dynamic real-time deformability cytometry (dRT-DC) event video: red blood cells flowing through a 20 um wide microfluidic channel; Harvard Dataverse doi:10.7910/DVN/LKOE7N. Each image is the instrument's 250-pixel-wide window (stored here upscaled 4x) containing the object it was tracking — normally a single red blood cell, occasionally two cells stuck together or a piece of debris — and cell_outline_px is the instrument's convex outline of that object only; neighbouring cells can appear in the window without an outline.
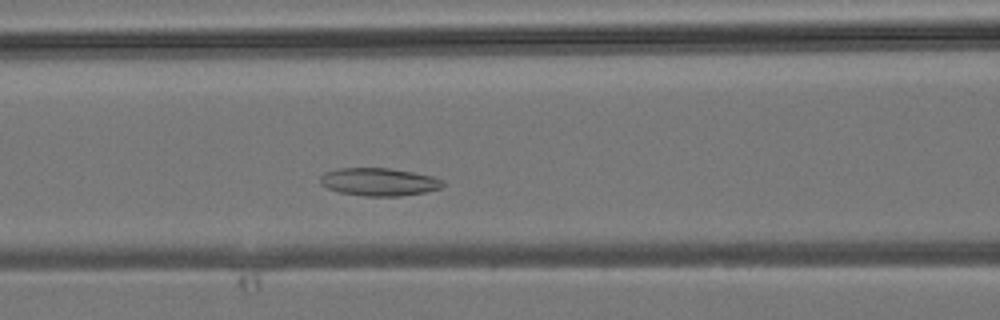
{"species": "common noctule bat (a hibernating species)", "species_latin": "Nyctalus noctula", "temperature_condition": "room temperature", "stored_images_in_passage": 30, "camera_frame_rate_fps": 3000, "um_per_image_px": 0.085, "animal": {"sex": "male", "body_mass_g": 19.2, "forearm_length_mm": 51.8}, "frame": {"image": 1, "passage_image": 11, "time_ms": 3.333, "image_size_px": [1000, 320], "cell_outline_px": [[444, 184], [440, 188], [424, 192], [400, 196], [364, 196], [340, 192], [328, 188], [320, 184], [320, 176], [324, 172], [340, 168], [388, 168], [412, 172], [432, 176], [444, 180]], "centroid_in_image_um": [32.2, 15.46], "position_along_channel_um": 134.4, "area_um2": 19.83}}
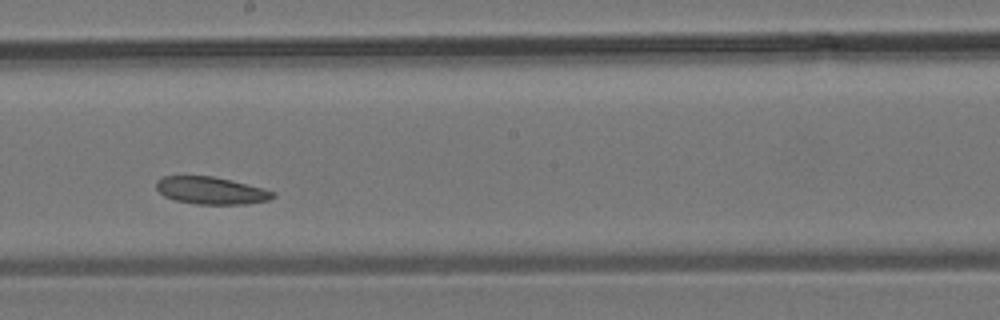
{"frame": {"image": 2, "passage_image": 17, "time_ms": 5.333, "image_size_px": [1000, 320], "cell_outline_px": [[276, 196], [268, 200], [248, 204], [196, 204], [176, 200], [164, 196], [156, 188], [156, 180], [164, 176], [212, 176], [232, 180], [264, 188], [276, 192]], "centroid_in_image_um": [17.97, 16.19], "position_along_channel_um": 230.2, "area_um2": 18.67}}
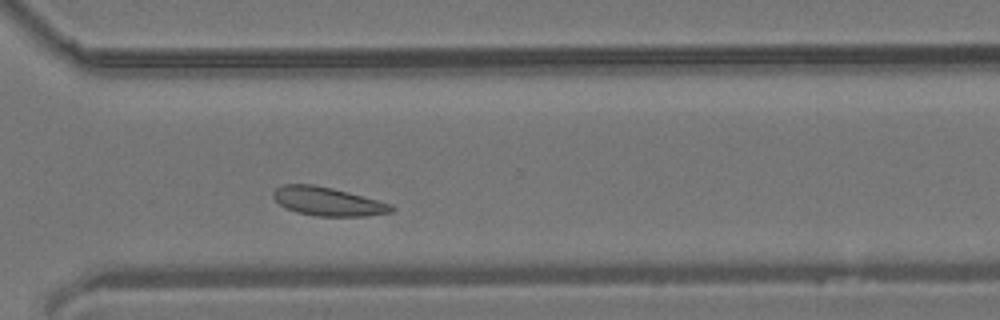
{"frame": {"image": 3, "passage_image": 24, "time_ms": 7.667, "image_size_px": [1000, 320], "cell_outline_px": [[396, 208], [392, 212], [364, 216], [316, 216], [296, 212], [280, 204], [272, 196], [272, 192], [280, 184], [312, 184], [332, 188], [348, 192], [392, 204]], "centroid_in_image_um": [27.85, 17.12], "position_along_channel_um": 342.7, "area_um2": 19.65}}